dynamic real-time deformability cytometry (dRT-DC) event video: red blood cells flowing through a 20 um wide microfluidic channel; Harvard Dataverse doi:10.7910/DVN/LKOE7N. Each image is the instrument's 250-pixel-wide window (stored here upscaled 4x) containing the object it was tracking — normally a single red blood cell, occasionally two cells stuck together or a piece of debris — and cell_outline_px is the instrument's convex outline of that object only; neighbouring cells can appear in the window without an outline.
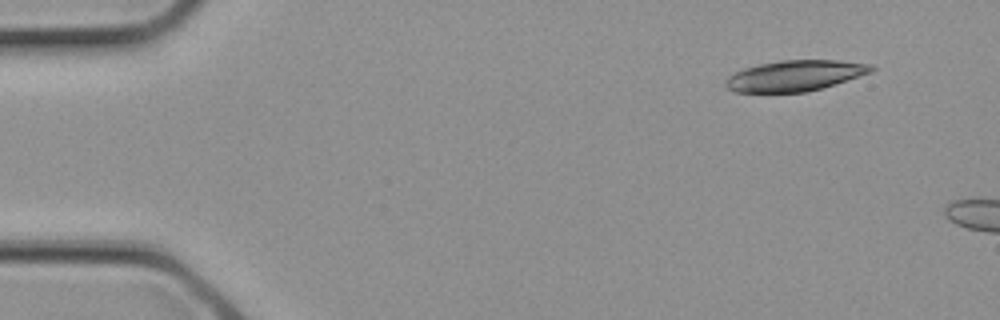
{"species": "common noctule bat (a hibernating species)", "species_latin": "Nyctalus noctula", "temperature_condition": "cold", "stored_images_in_passage": 2, "camera_frame_rate_fps": 3000, "um_per_image_px": 0.085, "animal": {"sex": "female", "body_mass_g": 21.9}, "frame": {"image": 1, "passage_image": 1, "time_ms": 0.0, "image_size_px": [1000, 320], "cell_outline_px": [[876, 68], [872, 72], [808, 92], [736, 92], [728, 88], [724, 84], [724, 80], [728, 76], [744, 68], [760, 64], [780, 60], [840, 60], [872, 64]], "centroid_in_image_um": [67.58, 6.42], "position_along_channel_um": 17.4, "area_um2": 26.07}}